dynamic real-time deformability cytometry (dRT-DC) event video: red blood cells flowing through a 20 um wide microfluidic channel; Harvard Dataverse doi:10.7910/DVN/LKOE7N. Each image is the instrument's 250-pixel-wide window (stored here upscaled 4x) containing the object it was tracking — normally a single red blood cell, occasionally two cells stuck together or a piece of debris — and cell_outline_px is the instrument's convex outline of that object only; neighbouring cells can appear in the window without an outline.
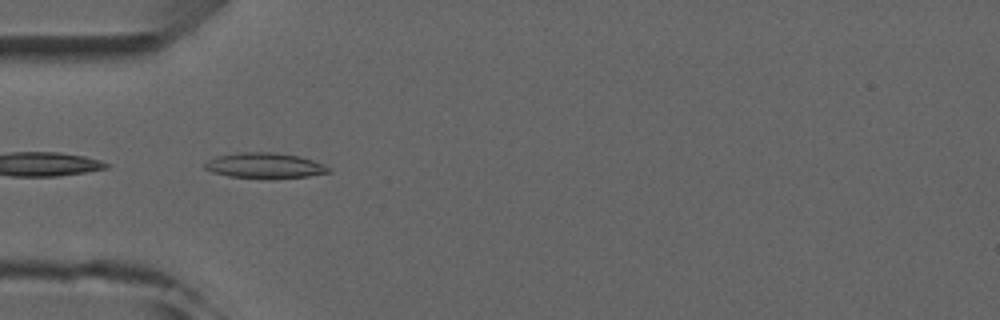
{"species": "common noctule bat (a hibernating species)", "species_latin": "Nyctalus noctula", "temperature_condition": "room temperature", "stored_images_in_passage": 5, "camera_frame_rate_fps": 3000, "um_per_image_px": 0.085, "animal": {"sex": "male", "forearm_length_mm": 52.5}, "frame": {"image": 1, "passage_image": 5, "time_ms": 4.667, "image_size_px": [1000, 320], "cell_outline_px": [[332, 172], [308, 176], [276, 180], [268, 180], [228, 176], [212, 172], [204, 168], [204, 164], [208, 160], [216, 156], [240, 152], [276, 152], [300, 156], [324, 164], [332, 168]], "centroid_in_image_um": [22.54, 14.1], "position_along_channel_um": 62.5, "area_um2": 19.02}}